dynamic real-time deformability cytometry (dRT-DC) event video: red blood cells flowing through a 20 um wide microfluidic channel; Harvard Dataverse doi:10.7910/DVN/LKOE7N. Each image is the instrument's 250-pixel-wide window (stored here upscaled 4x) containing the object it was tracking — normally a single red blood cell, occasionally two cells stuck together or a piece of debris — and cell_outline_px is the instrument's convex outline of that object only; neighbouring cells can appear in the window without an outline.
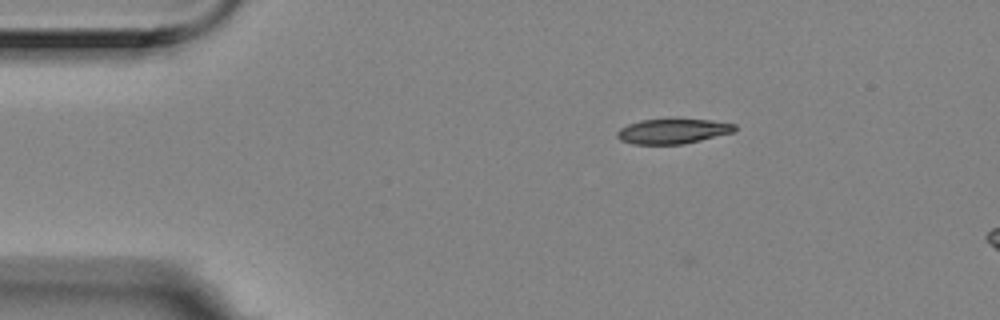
{"species": "Egyptian fruit bat (a non-hibernating species)", "species_latin": "Rousettus aegyptiacus", "temperature_condition": "room temperature", "stored_images_in_passage": 3, "camera_frame_rate_fps": 3000, "um_per_image_px": 0.085, "animal": {"sex": "female"}, "frame": {"image": 1, "passage_image": 1, "time_ms": 0.0, "image_size_px": [1000, 320], "cell_outline_px": [[736, 128], [732, 132], [684, 144], [632, 144], [620, 140], [616, 136], [616, 132], [620, 128], [628, 124], [640, 120], [712, 120], [736, 124]], "centroid_in_image_um": [57.14, 11.16], "position_along_channel_um": 27.9, "area_um2": 16.82}}
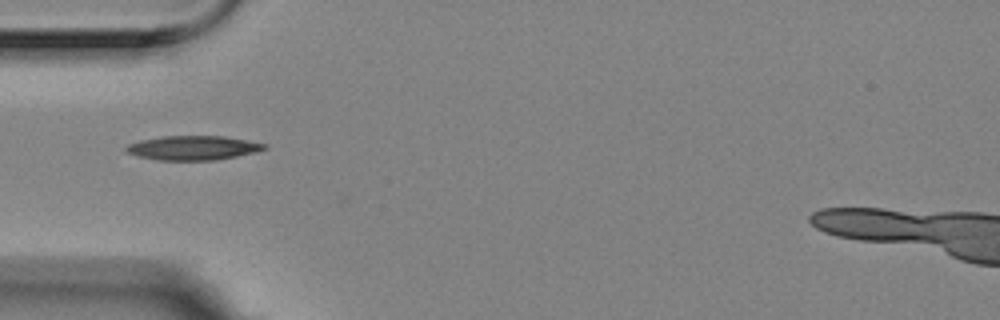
{"frame": {"image": 2, "passage_image": 3, "time_ms": 0.667, "image_size_px": [1000, 320], "cell_outline_px": [[268, 148], [256, 152], [216, 160], [156, 160], [136, 156], [128, 152], [124, 148], [128, 144], [140, 140], [160, 136], [224, 136], [268, 144]], "centroid_in_image_um": [16.4, 12.57], "position_along_channel_um": 68.6, "area_um2": 19.65}}